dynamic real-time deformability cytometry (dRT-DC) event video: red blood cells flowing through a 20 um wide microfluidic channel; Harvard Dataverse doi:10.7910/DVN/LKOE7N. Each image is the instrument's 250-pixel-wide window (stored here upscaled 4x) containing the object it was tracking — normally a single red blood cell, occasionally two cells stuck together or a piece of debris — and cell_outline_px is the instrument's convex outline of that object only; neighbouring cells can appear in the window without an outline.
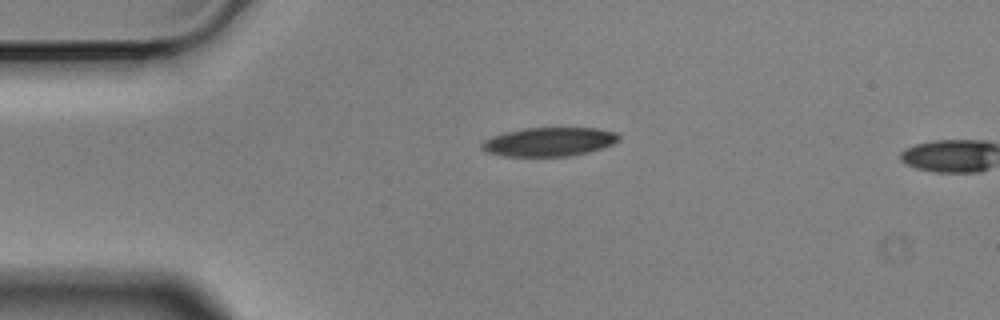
{"species": "Egyptian fruit bat (a non-hibernating species)", "species_latin": "Rousettus aegyptiacus", "temperature_condition": "cold", "stored_images_in_passage": 2, "segment_of_instrument_passage": [1, 2], "camera_frame_rate_fps": 3000, "um_per_image_px": 0.085, "animal": {"sex": "male"}, "frame": {"image": 1, "passage_image": 1, "time_ms": 0.0, "image_size_px": [1000, 320], "cell_outline_px": [[620, 140], [604, 148], [588, 152], [568, 156], [504, 156], [488, 152], [480, 148], [480, 144], [484, 140], [492, 136], [504, 132], [524, 128], [596, 128], [616, 132], [620, 136]], "centroid_in_image_um": [46.68, 12.05], "position_along_channel_um": 38.3, "area_um2": 23.12}}